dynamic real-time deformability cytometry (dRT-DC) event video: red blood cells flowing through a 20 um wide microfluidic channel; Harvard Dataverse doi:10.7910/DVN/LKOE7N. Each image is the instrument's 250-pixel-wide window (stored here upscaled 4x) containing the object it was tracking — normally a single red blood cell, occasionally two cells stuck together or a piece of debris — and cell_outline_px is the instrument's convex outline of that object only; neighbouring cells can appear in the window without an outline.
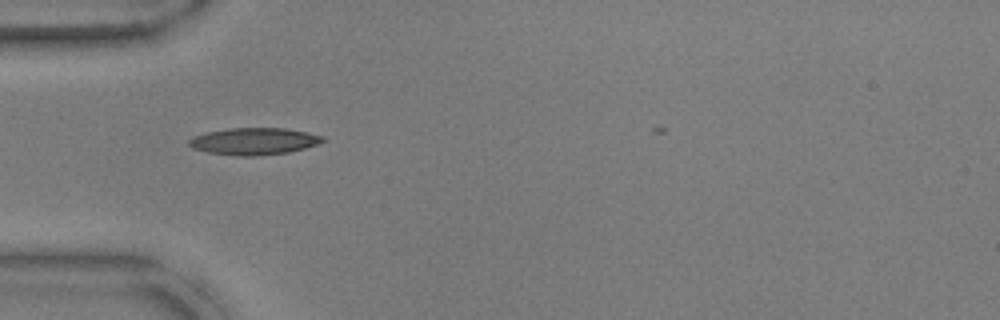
{"species": "common noctule bat (a hibernating species)", "species_latin": "Nyctalus noctula", "temperature_condition": "warm", "stored_images_in_passage": 27, "camera_frame_rate_fps": 3000, "um_per_image_px": 0.085, "animal": {"sex": "male", "body_mass_g": 17.9, "forearm_length_mm": 54.2}, "frame": {"image": 1, "passage_image": 1, "time_ms": 0.0, "image_size_px": [1000, 320], "cell_outline_px": [[324, 140], [316, 144], [304, 148], [288, 152], [256, 156], [236, 156], [208, 152], [192, 148], [188, 144], [188, 140], [192, 136], [208, 132], [228, 128], [284, 128], [308, 132], [324, 136]], "centroid_in_image_um": [21.56, 12.0], "position_along_channel_um": 63.4, "area_um2": 20.98}}
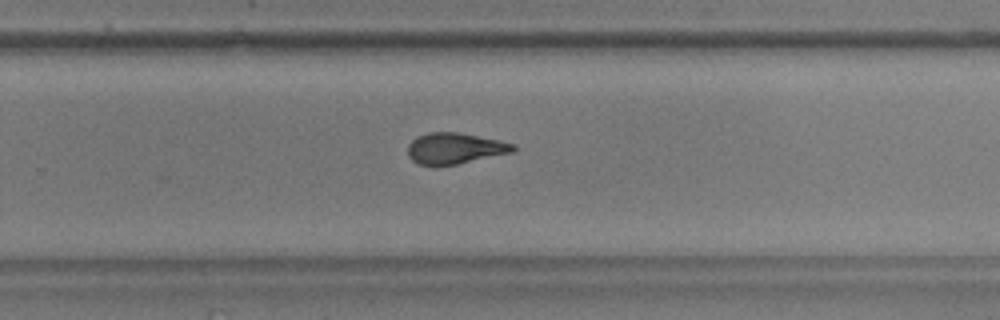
{"frame": {"image": 2, "passage_image": 19, "time_ms": 6.0, "image_size_px": [1000, 320], "cell_outline_px": [[516, 148], [512, 152], [456, 164], [420, 164], [412, 160], [408, 156], [408, 144], [416, 136], [428, 132], [456, 132], [516, 144]], "centroid_in_image_um": [38.63, 12.59], "position_along_channel_um": 291.2, "area_um2": 18.61}}
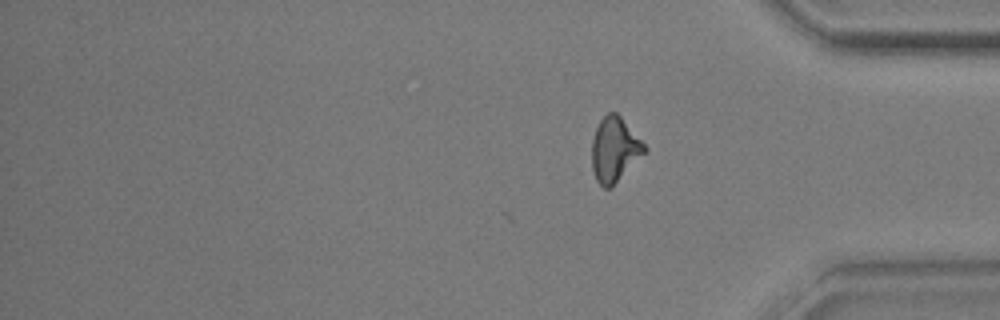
{"frame": {"image": 3, "passage_image": 27, "time_ms": 8.667, "image_size_px": [1000, 320], "cell_outline_px": [[648, 148], [612, 188], [604, 188], [596, 180], [592, 168], [592, 140], [596, 128], [600, 120], [608, 112], [616, 112], [620, 116]], "centroid_in_image_um": [52.22, 12.72], "position_along_channel_um": 383.0, "area_um2": 19.59}, "authors_computed_cell_mechanics": {"area_um2": 19.2474, "velocity_mm_per_s": 3.8178, "shape_relaxation_time_tau1_ms": 6.1004, "shape_relaxation_time_tau2_ms": 1.3736, "deformation_change_tau1": 0.2198, "deformation_change_tau2": 0.0977}}